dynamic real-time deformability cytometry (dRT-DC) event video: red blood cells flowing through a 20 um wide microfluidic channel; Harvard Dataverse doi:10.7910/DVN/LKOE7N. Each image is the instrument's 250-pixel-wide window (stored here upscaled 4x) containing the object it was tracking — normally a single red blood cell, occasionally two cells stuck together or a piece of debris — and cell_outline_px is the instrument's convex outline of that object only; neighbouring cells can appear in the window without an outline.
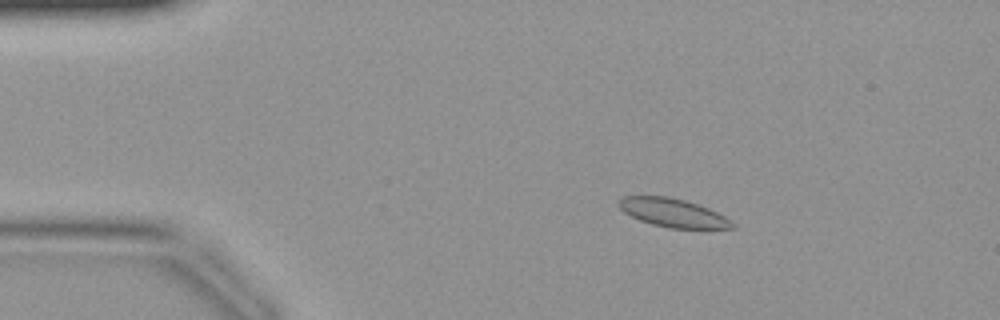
{"species": "common noctule bat (a hibernating species)", "species_latin": "Nyctalus noctula", "temperature_condition": "warm", "stored_images_in_passage": 44, "camera_frame_rate_fps": 3000, "um_per_image_px": 0.085, "animal": {"sex": "female", "body_mass_g": 19.9}, "frame": {"image": 1, "passage_image": 8, "time_ms": 2.333, "image_size_px": [1000, 320], "cell_outline_px": [[736, 228], [668, 228], [652, 224], [640, 220], [624, 212], [616, 204], [620, 196], [668, 196], [684, 200], [708, 208], [724, 216], [736, 224]], "centroid_in_image_um": [57.17, 18.08], "position_along_channel_um": 27.8, "area_um2": 18.79}}
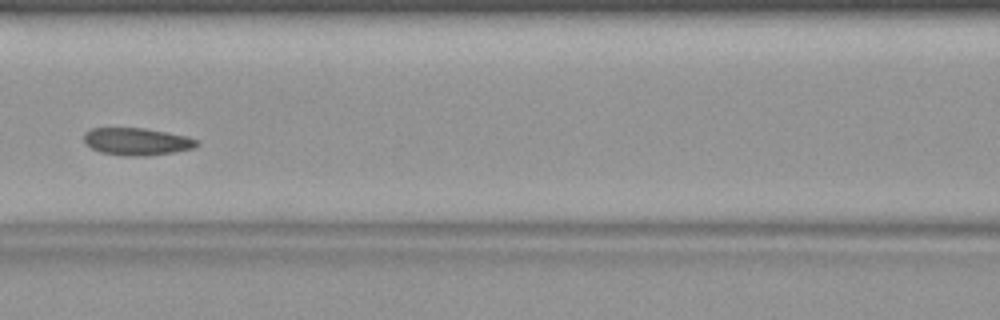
{"frame": {"image": 2, "passage_image": 20, "time_ms": 6.333, "image_size_px": [1000, 320], "cell_outline_px": [[200, 144], [192, 148], [172, 152], [148, 156], [128, 156], [100, 152], [84, 144], [84, 132], [88, 128], [144, 128], [168, 132], [188, 136], [200, 140]], "centroid_in_image_um": [11.63, 12.02], "position_along_channel_um": 155.0, "area_um2": 18.21}}
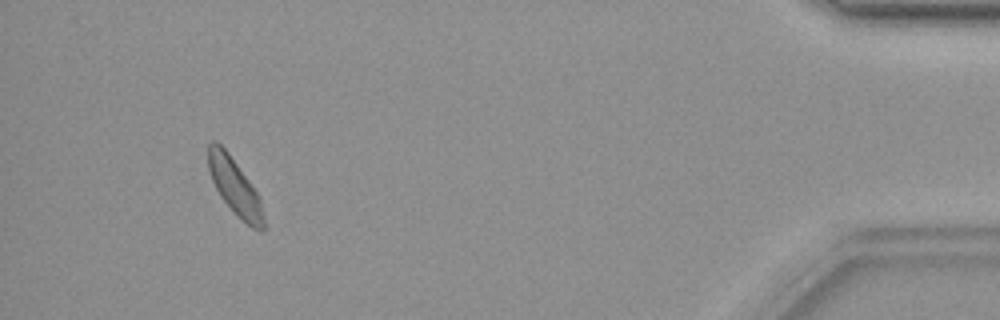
{"frame": {"image": 3, "passage_image": 41, "time_ms": 13.333, "image_size_px": [1000, 320], "cell_outline_px": [[264, 228], [260, 232], [252, 228], [220, 196], [212, 180], [208, 168], [208, 144], [212, 140], [216, 140], [228, 152], [248, 180], [256, 192], [260, 200], [264, 216]], "centroid_in_image_um": [19.94, 15.83], "position_along_channel_um": 415.3, "area_um2": 17.63}}